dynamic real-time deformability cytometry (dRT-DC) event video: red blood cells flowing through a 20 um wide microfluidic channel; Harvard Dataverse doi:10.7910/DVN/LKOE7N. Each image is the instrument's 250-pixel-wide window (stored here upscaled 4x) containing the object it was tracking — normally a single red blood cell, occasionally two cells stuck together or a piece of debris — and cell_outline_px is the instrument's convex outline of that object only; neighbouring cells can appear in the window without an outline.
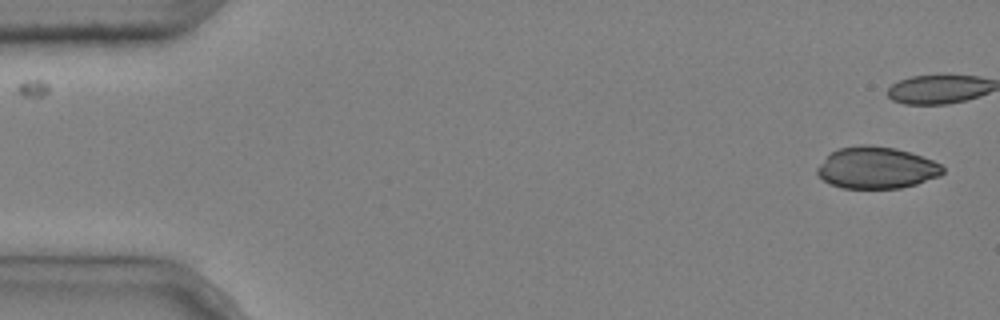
{"species": "common noctule bat (a hibernating species)", "species_latin": "Nyctalus noctula", "temperature_condition": "cold", "stored_images_in_passage": 2, "camera_frame_rate_fps": 3000, "um_per_image_px": 0.085, "animal": {"sex": "male", "body_mass_g": 20.4}, "frame": {"image": 1, "passage_image": 2, "time_ms": 0.333, "image_size_px": [1000, 320], "cell_outline_px": [[944, 172], [940, 176], [916, 184], [900, 188], [844, 188], [832, 184], [824, 180], [816, 172], [816, 168], [836, 148], [860, 144], [868, 144], [896, 148], [932, 160], [940, 164], [944, 168]], "centroid_in_image_um": [74.5, 14.25], "position_along_channel_um": 10.5, "area_um2": 30.4}}